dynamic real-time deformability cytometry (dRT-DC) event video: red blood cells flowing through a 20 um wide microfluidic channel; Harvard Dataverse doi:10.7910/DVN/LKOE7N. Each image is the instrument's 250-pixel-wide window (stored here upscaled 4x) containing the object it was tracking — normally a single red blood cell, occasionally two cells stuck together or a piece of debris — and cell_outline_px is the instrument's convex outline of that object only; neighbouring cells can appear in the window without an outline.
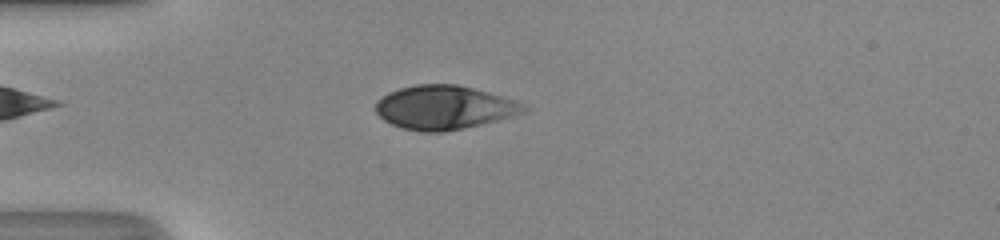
{"species": "human", "species_latin": "Homo sapiens", "temperature_condition": "room temperature", "stored_images_in_passage": 49, "camera_frame_rate_fps": 3000, "um_per_image_px": 0.085, "donor": {"sex": "male"}, "frame": {"image": 1, "passage_image": 13, "time_ms": 4.0, "image_size_px": [1000, 240], "cell_outline_px": [[528, 108], [524, 112], [512, 116], [464, 128], [444, 132], [420, 132], [400, 128], [384, 120], [376, 112], [376, 100], [388, 92], [400, 88], [416, 84], [456, 84], [472, 88], [500, 96], [524, 104]], "centroid_in_image_um": [37.7, 9.14], "position_along_channel_um": 47.3, "area_um2": 37.57}}
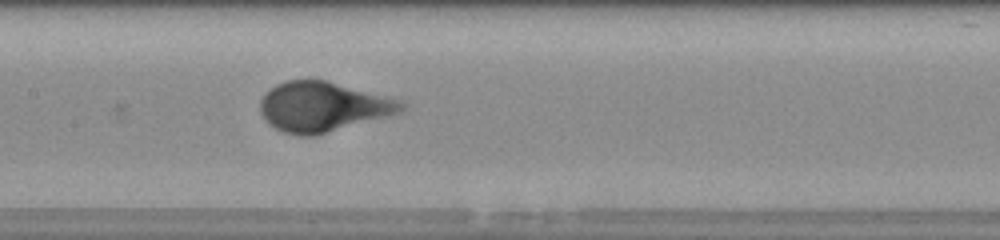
{"frame": {"image": 2, "passage_image": 24, "time_ms": 7.667, "image_size_px": [1000, 240], "cell_outline_px": [[404, 108], [400, 112], [388, 116], [316, 136], [300, 136], [284, 132], [268, 124], [260, 112], [260, 100], [264, 92], [276, 84], [284, 80], [324, 80], [400, 100], [404, 104]], "centroid_in_image_um": [27.39, 9.09], "position_along_channel_um": 180.0, "area_um2": 40.81}}
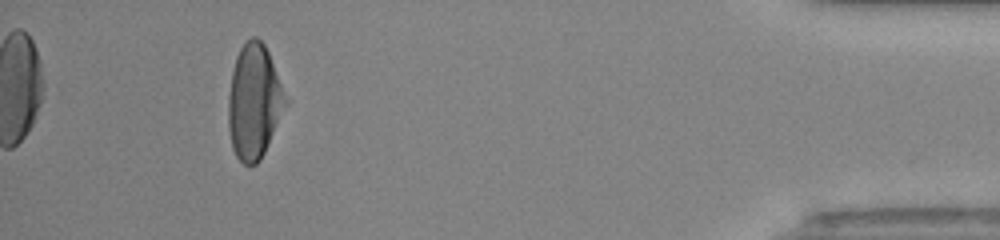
{"frame": {"image": 3, "passage_image": 45, "time_ms": 14.667, "image_size_px": [1000, 240], "cell_outline_px": [[288, 100], [264, 152], [260, 160], [256, 164], [244, 164], [236, 156], [232, 148], [228, 128], [228, 96], [232, 72], [236, 56], [240, 48], [252, 36], [256, 36], [264, 44], [268, 52]], "centroid_in_image_um": [21.57, 8.64], "position_along_channel_um": 413.6, "area_um2": 37.74}, "authors_computed_cell_mechanics": {"area_um2": 39.5352, "velocity_mm_per_s": 4.1984, "shape_relaxation_time_tau1_ms": 3.4101, "shape_relaxation_time_tau2_ms": null, "deformation_change_tau1": 0.2131, "deformation_change_tau2": null}}